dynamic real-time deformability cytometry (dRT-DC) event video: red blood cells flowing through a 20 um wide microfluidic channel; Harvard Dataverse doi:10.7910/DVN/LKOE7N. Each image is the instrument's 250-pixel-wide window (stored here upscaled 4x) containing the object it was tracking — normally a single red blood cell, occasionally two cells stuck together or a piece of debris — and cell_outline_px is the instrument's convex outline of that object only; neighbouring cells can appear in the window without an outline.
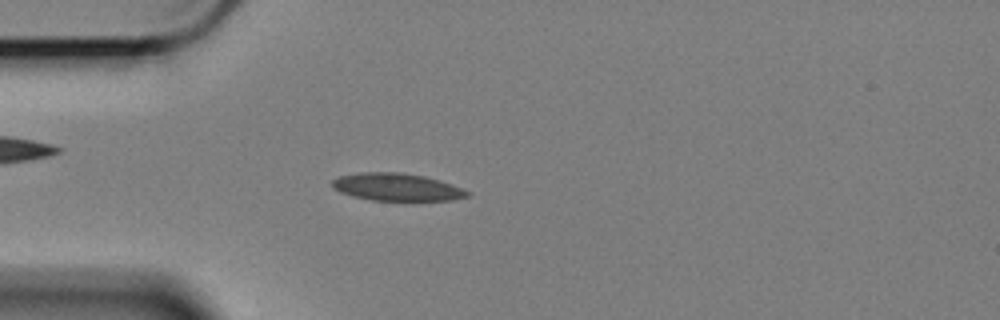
{"species": "Egyptian fruit bat (a non-hibernating species)", "species_latin": "Rousettus aegyptiacus", "temperature_condition": "cold", "stored_images_in_passage": 31, "camera_frame_rate_fps": 3000, "um_per_image_px": 0.085, "animal": {"sex": "female"}, "frame": {"image": 1, "passage_image": 16, "time_ms": 5.0, "image_size_px": [1000, 320], "cell_outline_px": [[472, 196], [452, 200], [372, 200], [352, 196], [340, 192], [332, 188], [332, 180], [340, 176], [360, 172], [400, 172], [424, 176], [440, 180], [452, 184], [472, 192]], "centroid_in_image_um": [33.76, 15.9], "position_along_channel_um": 51.2, "area_um2": 21.79}}
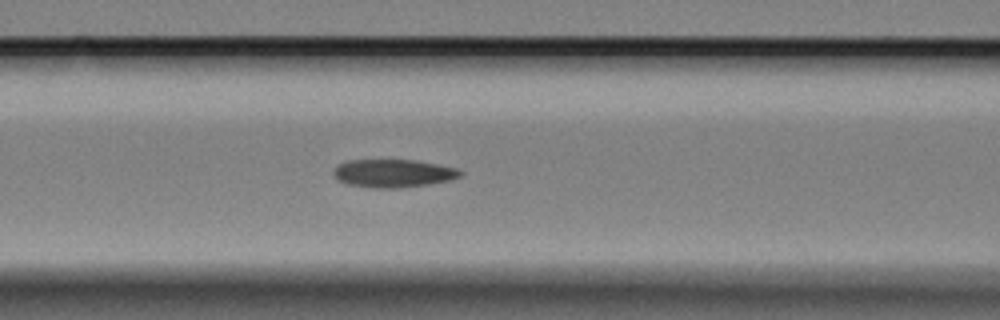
{"frame": {"image": 2, "passage_image": 24, "time_ms": 7.667, "image_size_px": [1000, 320], "cell_outline_px": [[464, 176], [452, 180], [428, 184], [400, 188], [376, 188], [348, 184], [336, 180], [332, 172], [344, 160], [416, 160], [456, 168], [464, 172]], "centroid_in_image_um": [33.45, 14.73], "position_along_channel_um": 133.1, "area_um2": 20.87}}
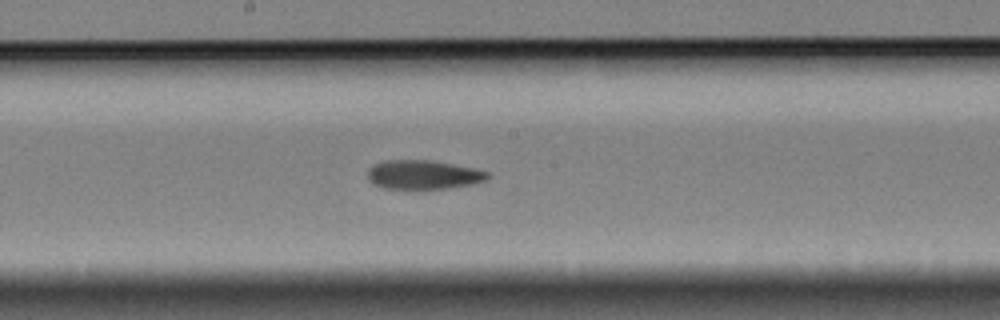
{"frame": {"image": 3, "passage_image": 31, "time_ms": 10.0, "image_size_px": [1000, 320], "cell_outline_px": [[492, 176], [488, 180], [472, 184], [448, 188], [416, 192], [380, 188], [372, 184], [368, 180], [368, 168], [372, 164], [384, 160], [432, 160], [476, 168], [488, 172]], "centroid_in_image_um": [35.95, 14.89], "position_along_channel_um": 212.3, "area_um2": 21.56}}